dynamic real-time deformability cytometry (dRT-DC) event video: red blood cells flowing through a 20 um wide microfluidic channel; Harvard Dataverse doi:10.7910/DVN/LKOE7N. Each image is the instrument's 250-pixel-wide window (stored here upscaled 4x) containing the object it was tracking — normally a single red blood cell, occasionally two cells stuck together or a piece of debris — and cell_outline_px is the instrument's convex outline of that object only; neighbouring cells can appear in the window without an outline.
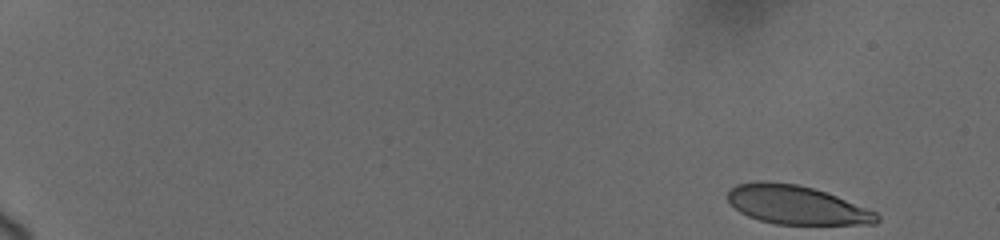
{"species": "human", "species_latin": "Homo sapiens", "temperature_condition": "cold", "stored_images_in_passage": 25, "camera_frame_rate_fps": 3000, "um_per_image_px": 0.085, "donor": {"sex": "female"}, "frame": {"image": 1, "passage_image": 1, "time_ms": 0.0, "image_size_px": [1000, 240], "cell_outline_px": [[880, 220], [876, 224], [776, 224], [760, 220], [748, 216], [740, 212], [728, 200], [728, 192], [736, 184], [756, 180], [764, 180], [796, 184], [812, 188], [836, 196], [876, 212], [880, 216]], "centroid_in_image_um": [67.69, 17.41], "position_along_channel_um": 17.3, "area_um2": 33.47}}
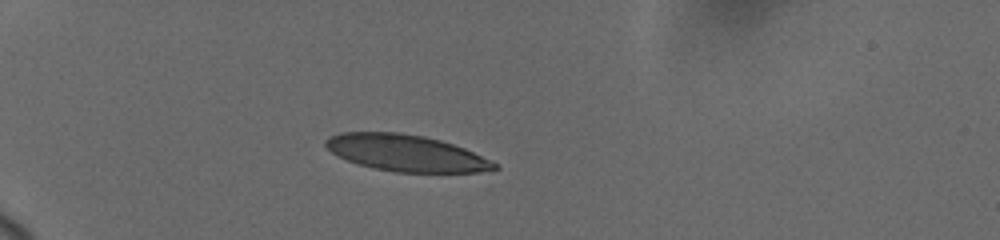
{"frame": {"image": 2, "passage_image": 20, "time_ms": 4.667, "image_size_px": [1000, 240], "cell_outline_px": [[500, 168], [488, 172], [396, 172], [372, 168], [356, 164], [336, 156], [324, 144], [324, 140], [340, 132], [400, 132], [424, 136], [440, 140], [464, 148], [496, 164]], "centroid_in_image_um": [34.47, 13.01], "position_along_channel_um": 50.5, "area_um2": 35.89}}
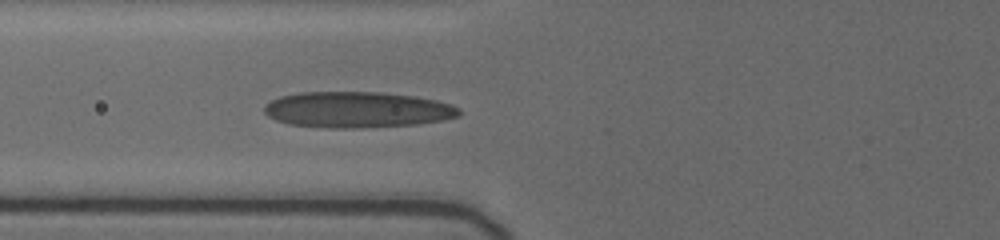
{"frame": {"image": 3, "passage_image": 25, "time_ms": 7.0, "image_size_px": [1000, 240], "cell_outline_px": [[460, 116], [444, 120], [416, 124], [348, 128], [336, 128], [288, 124], [276, 120], [268, 116], [264, 112], [264, 108], [272, 100], [280, 96], [300, 92], [376, 92], [412, 96], [436, 100], [452, 104], [460, 108]], "centroid_in_image_um": [30.38, 9.32], "position_along_channel_um": 95.4, "area_um2": 40.58}}